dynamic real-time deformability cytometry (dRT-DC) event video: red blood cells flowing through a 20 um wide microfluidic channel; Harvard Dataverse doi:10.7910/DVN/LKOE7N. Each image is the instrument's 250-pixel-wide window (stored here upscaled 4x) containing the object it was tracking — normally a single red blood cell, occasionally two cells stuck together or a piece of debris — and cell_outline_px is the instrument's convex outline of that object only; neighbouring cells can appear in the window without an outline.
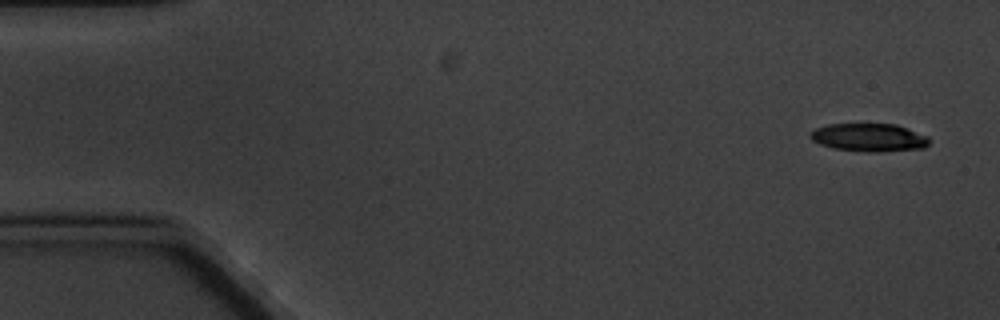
{"species": "common noctule bat (a hibernating species)", "species_latin": "Nyctalus noctula", "temperature_condition": "cold", "stored_images_in_passage": 5, "camera_frame_rate_fps": 3000, "um_per_image_px": 0.085, "animal": {"sex": "male", "body_mass_g": 20.1, "forearm_length_mm": 53.5}, "frame": {"image": 1, "passage_image": 1, "time_ms": 0.0, "image_size_px": [1000, 320], "cell_outline_px": [[928, 144], [924, 148], [880, 152], [868, 152], [832, 148], [820, 144], [812, 140], [808, 136], [816, 128], [828, 124], [896, 124], [928, 136]], "centroid_in_image_um": [73.86, 11.69], "position_along_channel_um": 11.1, "area_um2": 19.42}}
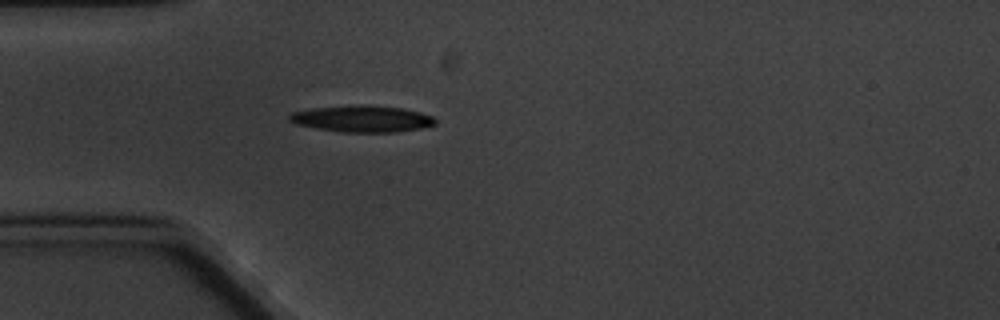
{"frame": {"image": 2, "passage_image": 5, "time_ms": 4.667, "image_size_px": [1000, 320], "cell_outline_px": [[436, 124], [424, 128], [396, 132], [344, 132], [316, 128], [296, 124], [288, 120], [288, 116], [292, 112], [312, 108], [364, 104], [404, 108], [420, 112], [432, 116], [436, 120]], "centroid_in_image_um": [30.81, 10.09], "position_along_channel_um": 54.2, "area_um2": 22.72}}